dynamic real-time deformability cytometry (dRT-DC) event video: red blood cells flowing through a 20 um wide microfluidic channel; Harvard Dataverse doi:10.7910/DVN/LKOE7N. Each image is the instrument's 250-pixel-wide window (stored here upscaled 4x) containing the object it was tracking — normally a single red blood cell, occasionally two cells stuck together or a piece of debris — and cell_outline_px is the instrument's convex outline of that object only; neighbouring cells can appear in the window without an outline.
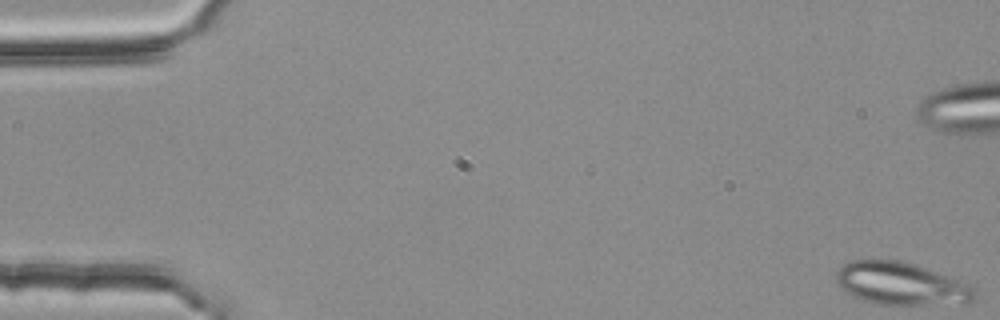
{"species": "common noctule bat (a hibernating species)", "species_latin": "Nyctalus noctula", "temperature_condition": "room temperature", "stored_images_in_passage": 8, "camera_frame_rate_fps": 3000, "um_per_image_px": 0.085, "animal": {"sex": "female", "body_mass_g": 25.1}, "frame": {"image": 1, "passage_image": 1, "time_ms": 0.0, "image_size_px": [1000, 320], "cell_outline_px": [[976, 296], [972, 300], [924, 304], [872, 304], [852, 296], [840, 288], [836, 280], [836, 272], [844, 264], [852, 260], [904, 260], [916, 264], [948, 276], [976, 288]], "centroid_in_image_um": [76.5, 24.09], "position_along_channel_um": 8.5, "area_um2": 33.93}}
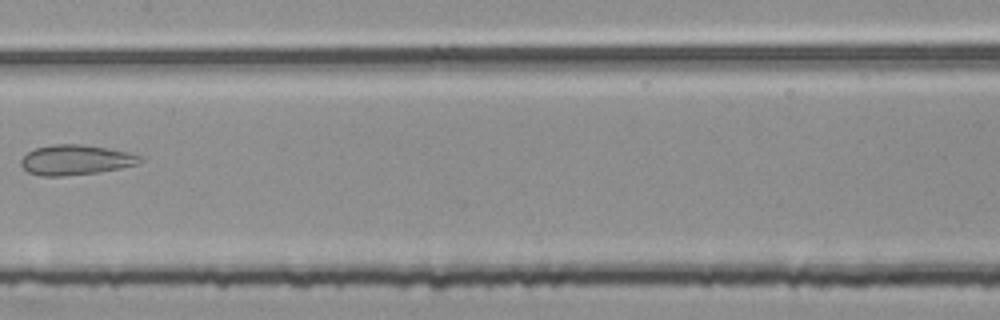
{"frame": {"image": 2, "passage_image": 8, "time_ms": 2.333, "image_size_px": [1000, 320], "cell_outline_px": [[144, 160], [136, 164], [120, 168], [100, 172], [64, 176], [40, 176], [28, 172], [20, 164], [20, 160], [28, 152], [36, 148], [52, 144], [80, 144], [108, 148], [128, 152], [144, 156]], "centroid_in_image_um": [6.45, 13.59], "position_along_channel_um": 200.9, "area_um2": 20.98}}